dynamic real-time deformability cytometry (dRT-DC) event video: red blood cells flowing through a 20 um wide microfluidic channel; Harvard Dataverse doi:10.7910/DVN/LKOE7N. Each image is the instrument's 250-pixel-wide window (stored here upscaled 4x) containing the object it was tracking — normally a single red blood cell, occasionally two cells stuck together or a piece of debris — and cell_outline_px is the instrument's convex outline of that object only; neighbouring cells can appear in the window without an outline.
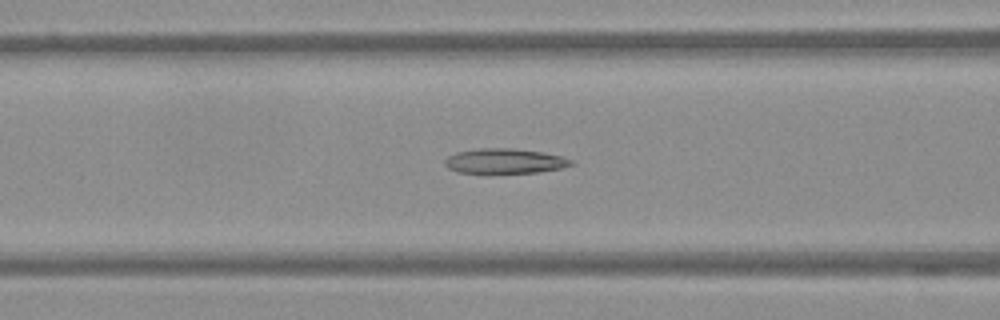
{"species": "Egyptian fruit bat (a non-hibernating species)", "species_latin": "Rousettus aegyptiacus", "temperature_condition": "warm", "stored_images_in_passage": 51, "camera_frame_rate_fps": 3000, "um_per_image_px": 0.085, "frame": {"image": 1, "passage_image": 19, "time_ms": 6.0, "image_size_px": [1000, 320], "cell_outline_px": [[576, 164], [560, 168], [540, 172], [488, 176], [484, 176], [456, 172], [448, 168], [444, 164], [444, 160], [448, 156], [456, 152], [476, 148], [512, 148], [540, 152], [560, 156], [572, 160]], "centroid_in_image_um": [42.81, 13.75], "position_along_channel_um": 123.8, "area_um2": 19.42}}
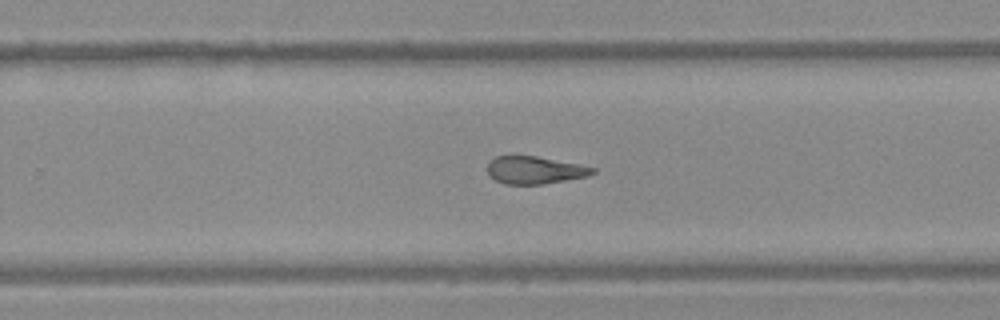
{"frame": {"image": 2, "passage_image": 32, "time_ms": 10.333, "image_size_px": [1000, 320], "cell_outline_px": [[596, 172], [588, 176], [544, 184], [504, 184], [496, 180], [488, 172], [488, 164], [496, 156], [536, 156], [596, 168]], "centroid_in_image_um": [45.47, 14.47], "position_along_channel_um": 284.3, "area_um2": 16.59}}
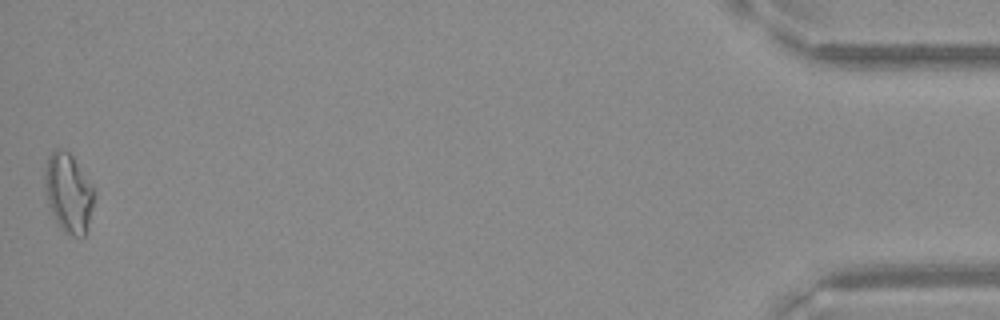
{"frame": {"image": 3, "passage_image": 51, "time_ms": 16.667, "image_size_px": [1000, 320], "cell_outline_px": [[96, 192], [84, 236], [72, 236], [64, 232], [56, 224], [48, 204], [44, 192], [44, 168], [48, 156], [56, 148], [68, 152], [72, 156]], "centroid_in_image_um": [5.77, 16.4], "position_along_channel_um": 429.4, "area_um2": 22.72}}